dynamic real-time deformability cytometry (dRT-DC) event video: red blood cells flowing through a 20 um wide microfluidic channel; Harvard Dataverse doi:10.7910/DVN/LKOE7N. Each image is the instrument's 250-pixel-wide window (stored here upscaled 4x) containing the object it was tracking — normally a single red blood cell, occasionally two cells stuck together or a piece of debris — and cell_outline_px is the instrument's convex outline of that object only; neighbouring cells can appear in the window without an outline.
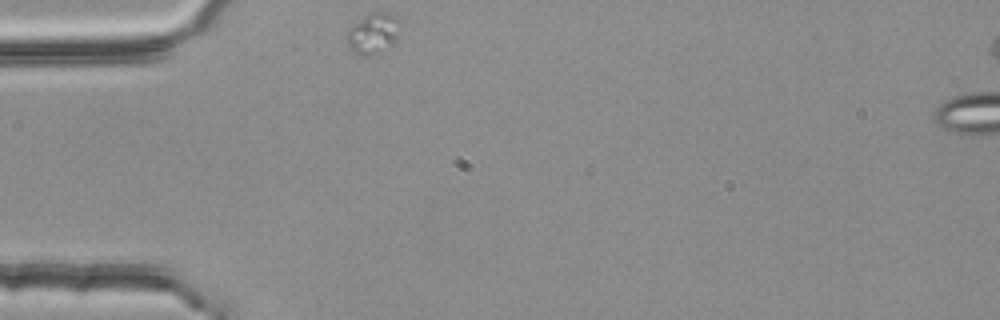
{"species": "common noctule bat (a hibernating species)", "species_latin": "Nyctalus noctula", "temperature_condition": "room temperature", "stored_images_in_passage": 6, "camera_frame_rate_fps": 3000, "um_per_image_px": 0.085, "animal": {"sex": "female", "body_mass_g": 25.1}, "frame": {"image": 1, "passage_image": 1, "time_ms": 0.0, "image_size_px": [1000, 320], "cell_outline_px": [[396, 40], [392, 44], [372, 56], [364, 56], [352, 52], [348, 44], [348, 32], [356, 24], [372, 12], [388, 12], [392, 16], [396, 36]], "centroid_in_image_um": [31.65, 2.91], "position_along_channel_um": 53.4, "area_um2": 11.5}}